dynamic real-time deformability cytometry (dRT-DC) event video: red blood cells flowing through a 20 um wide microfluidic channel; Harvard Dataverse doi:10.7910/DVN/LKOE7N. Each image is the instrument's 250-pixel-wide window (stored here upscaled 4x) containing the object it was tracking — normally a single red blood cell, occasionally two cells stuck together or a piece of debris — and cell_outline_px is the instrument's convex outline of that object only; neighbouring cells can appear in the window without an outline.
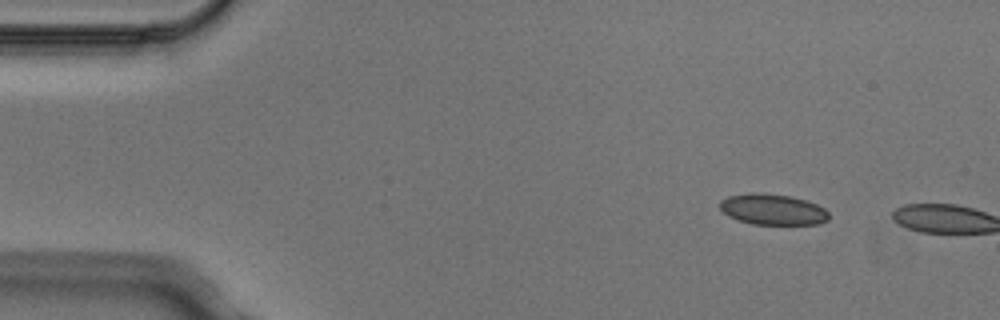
{"species": "Egyptian fruit bat (a non-hibernating species)", "species_latin": "Rousettus aegyptiacus", "temperature_condition": "cold", "stored_images_in_passage": 2, "camera_frame_rate_fps": 3000, "um_per_image_px": 0.085, "animal": {"sex": "male"}, "frame": {"image": 1, "passage_image": 1, "time_ms": 0.0, "image_size_px": [1000, 320], "cell_outline_px": [[828, 220], [820, 224], [752, 224], [728, 216], [720, 208], [720, 200], [728, 196], [752, 192], [756, 192], [792, 196], [816, 204], [824, 208], [828, 212]], "centroid_in_image_um": [65.68, 17.8], "position_along_channel_um": 19.3, "area_um2": 19.54}}